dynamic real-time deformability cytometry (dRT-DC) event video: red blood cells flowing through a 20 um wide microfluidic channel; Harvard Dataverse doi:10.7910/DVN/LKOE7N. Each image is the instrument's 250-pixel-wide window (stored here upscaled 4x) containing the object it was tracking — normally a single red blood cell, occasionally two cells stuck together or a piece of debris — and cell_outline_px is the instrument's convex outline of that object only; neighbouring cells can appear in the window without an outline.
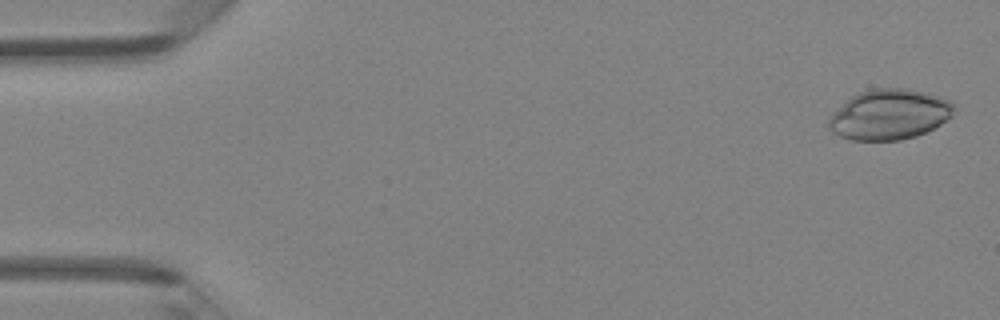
{"species": "Egyptian fruit bat (a non-hibernating species)", "species_latin": "Rousettus aegyptiacus", "temperature_condition": "room temperature", "stored_images_in_passage": 47, "camera_frame_rate_fps": 3000, "um_per_image_px": 0.085, "animal": {"sex": "female"}, "frame": {"image": 1, "passage_image": 2, "time_ms": 0.333, "image_size_px": [1000, 320], "cell_outline_px": [[956, 108], [940, 124], [916, 136], [900, 140], [852, 140], [840, 136], [832, 132], [828, 128], [828, 116], [852, 96], [860, 92], [872, 88], [904, 88], [924, 92], [948, 100]], "centroid_in_image_um": [75.53, 9.73], "position_along_channel_um": 9.5, "area_um2": 36.3}}
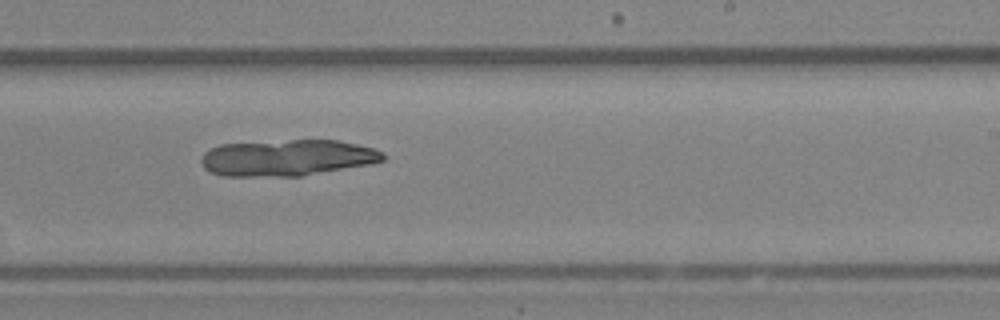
{"frame": {"image": 2, "passage_image": 29, "time_ms": 9.333, "image_size_px": [1000, 320], "cell_outline_px": [[384, 160], [368, 164], [300, 176], [220, 176], [204, 168], [200, 160], [204, 152], [220, 144], [292, 140], [336, 140], [356, 144], [372, 148], [384, 152]], "centroid_in_image_um": [24.38, 13.41], "position_along_channel_um": 264.6, "area_um2": 38.21}}
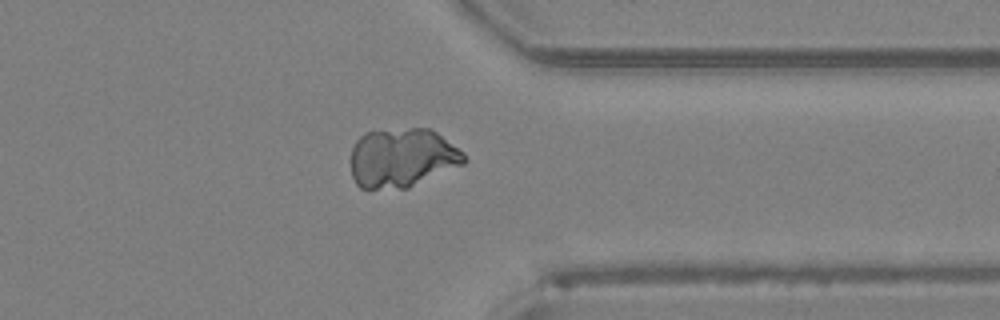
{"frame": {"image": 3, "passage_image": 37, "time_ms": 12.0, "image_size_px": [1000, 320], "cell_outline_px": [[468, 160], [464, 164], [408, 188], [360, 188], [356, 184], [352, 176], [352, 148], [356, 140], [364, 132], [408, 128], [428, 128], [436, 132], [464, 152]], "centroid_in_image_um": [34.2, 13.41], "position_along_channel_um": 377.2, "area_um2": 39.07}}